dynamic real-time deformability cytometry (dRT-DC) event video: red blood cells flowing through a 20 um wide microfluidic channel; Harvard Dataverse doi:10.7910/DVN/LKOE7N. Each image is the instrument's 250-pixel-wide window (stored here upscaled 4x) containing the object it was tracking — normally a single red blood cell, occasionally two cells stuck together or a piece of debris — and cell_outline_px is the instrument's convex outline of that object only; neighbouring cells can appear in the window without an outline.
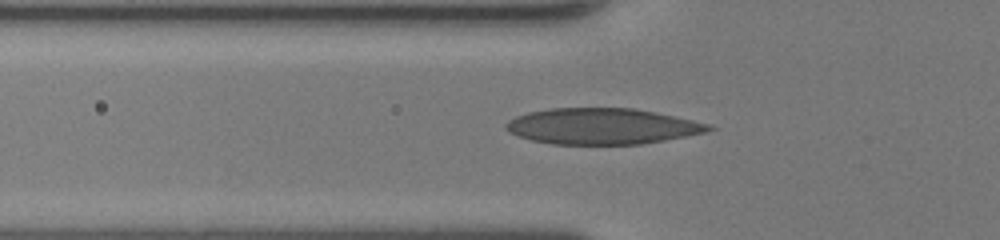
{"species": "human", "species_latin": "Homo sapiens", "temperature_condition": "room temperature", "stored_images_in_passage": 32, "camera_frame_rate_fps": 3000, "um_per_image_px": 0.085, "donor": {"sex": "female"}, "frame": {"image": 1, "passage_image": 3, "time_ms": 0.667, "image_size_px": [1000, 240], "cell_outline_px": [[716, 128], [704, 132], [688, 136], [640, 144], [552, 144], [532, 140], [516, 136], [508, 132], [504, 128], [504, 124], [508, 120], [516, 116], [528, 112], [548, 108], [632, 108], [656, 112], [712, 124]], "centroid_in_image_um": [51.15, 10.73], "position_along_channel_um": 74.6, "area_um2": 42.71}}
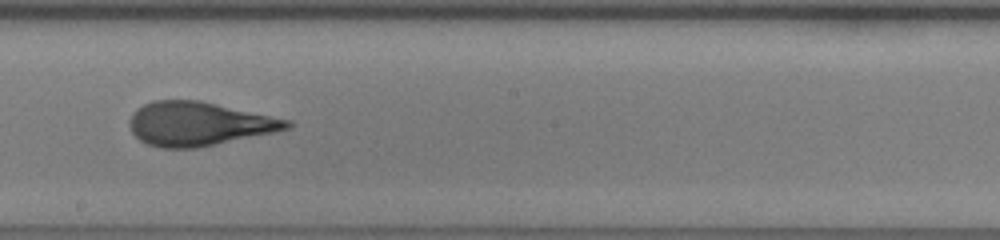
{"frame": {"image": 2, "passage_image": 14, "time_ms": 4.333, "image_size_px": [1000, 240], "cell_outline_px": [[292, 128], [276, 132], [196, 148], [160, 148], [148, 144], [140, 140], [132, 132], [128, 124], [128, 120], [132, 112], [136, 108], [152, 100], [200, 100], [292, 120]], "centroid_in_image_um": [16.89, 10.52], "position_along_channel_um": 231.3, "area_um2": 40.52}}
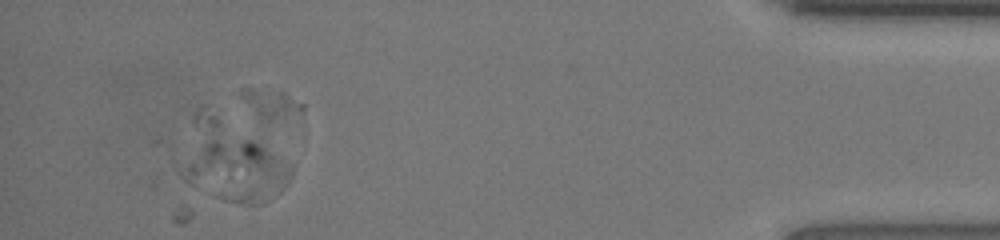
{"frame": {"image": 3, "passage_image": 32, "time_ms": 10.333, "image_size_px": [1000, 240], "cell_outline_px": [[292, 176], [284, 188], [188, 184], [180, 176], [176, 168], [212, 140], [252, 140], [264, 144], [292, 164]], "centroid_in_image_um": [20.11, 14.07], "position_along_channel_um": 415.1, "area_um2": 30.92}, "authors_computed_cell_mechanics": {"area_um2": 39.9109, "velocity_mm_per_s": 4.3002, "shape_relaxation_time_tau1_ms": 5.144, "shape_relaxation_time_tau2_ms": 0.7455, "deformation_change_tau1": 0.2409, "deformation_change_tau2": 0.069}}